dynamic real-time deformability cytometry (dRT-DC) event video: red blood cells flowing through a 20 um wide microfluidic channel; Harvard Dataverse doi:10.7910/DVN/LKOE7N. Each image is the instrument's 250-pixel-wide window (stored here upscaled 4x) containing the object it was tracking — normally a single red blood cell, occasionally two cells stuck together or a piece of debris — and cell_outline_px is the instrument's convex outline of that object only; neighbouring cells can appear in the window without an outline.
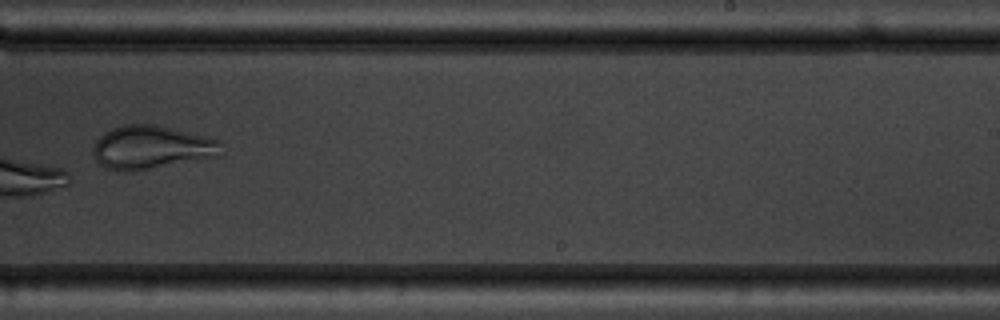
{"species": "common noctule bat (a hibernating species)", "species_latin": "Nyctalus noctula", "temperature_condition": "warm", "stored_images_in_passage": 9, "camera_frame_rate_fps": 3000, "um_per_image_px": 0.085, "animal": {"sex": "male", "body_mass_g": 19.5, "forearm_length_mm": 54.6}, "frame": {"image": 1, "passage_image": 8, "time_ms": 9.0, "image_size_px": [1000, 320], "cell_outline_px": [[220, 156], [120, 172], [116, 172], [104, 168], [96, 160], [92, 152], [92, 148], [96, 140], [104, 132], [120, 124], [156, 124], [220, 140]], "centroid_in_image_um": [12.8, 12.5], "position_along_channel_um": 276.2, "area_um2": 32.08}}